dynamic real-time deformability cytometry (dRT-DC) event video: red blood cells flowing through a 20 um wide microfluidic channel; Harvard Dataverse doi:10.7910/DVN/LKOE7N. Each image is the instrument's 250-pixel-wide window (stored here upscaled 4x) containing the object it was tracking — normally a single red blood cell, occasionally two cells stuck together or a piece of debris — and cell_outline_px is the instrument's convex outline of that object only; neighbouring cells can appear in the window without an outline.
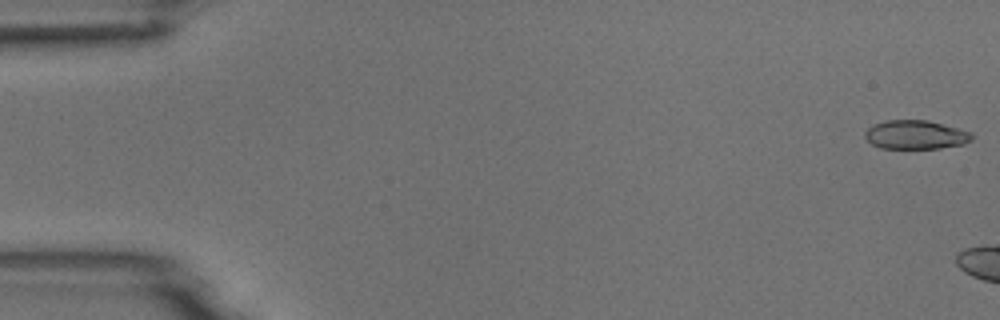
{"species": "common noctule bat (a hibernating species)", "species_latin": "Nyctalus noctula", "temperature_condition": "room temperature", "stored_images_in_passage": 3, "camera_frame_rate_fps": 3000, "um_per_image_px": 0.085, "animal": {"sex": "male", "body_mass_g": 18.8}, "frame": {"image": 1, "passage_image": 1, "time_ms": 0.0, "image_size_px": [1000, 320], "cell_outline_px": [[972, 140], [964, 144], [940, 148], [880, 148], [872, 144], [864, 136], [864, 132], [872, 124], [888, 120], [928, 120], [972, 132]], "centroid_in_image_um": [77.82, 11.45], "position_along_channel_um": 7.2, "area_um2": 17.98}}